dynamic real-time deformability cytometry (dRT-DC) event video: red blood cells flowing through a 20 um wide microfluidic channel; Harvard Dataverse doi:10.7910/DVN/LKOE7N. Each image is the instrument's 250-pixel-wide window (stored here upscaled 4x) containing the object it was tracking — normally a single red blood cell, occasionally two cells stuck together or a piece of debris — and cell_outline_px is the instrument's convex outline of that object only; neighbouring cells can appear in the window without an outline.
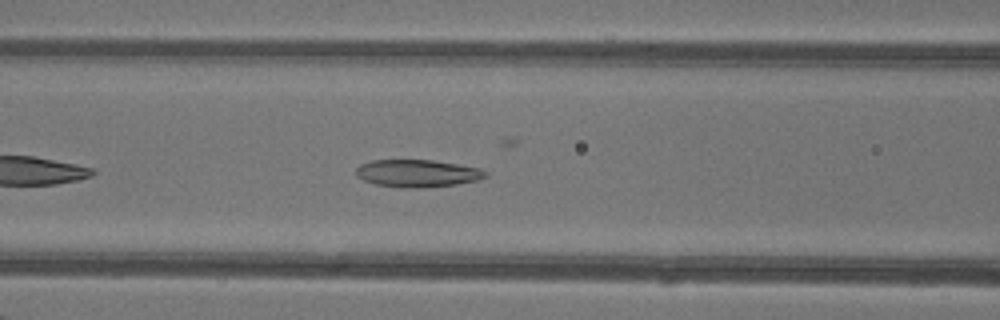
{"species": "common noctule bat (a hibernating species)", "species_latin": "Nyctalus noctula", "temperature_condition": "warm", "stored_images_in_passage": 35, "camera_frame_rate_fps": 3000, "um_per_image_px": 0.085, "animal": {"sex": "female"}, "frame": {"image": 1, "passage_image": 7, "time_ms": 2.0, "image_size_px": [1000, 320], "cell_outline_px": [[488, 176], [480, 180], [456, 184], [424, 188], [400, 188], [376, 184], [364, 180], [356, 176], [356, 168], [360, 164], [372, 160], [432, 160], [480, 168], [488, 172]], "centroid_in_image_um": [35.49, 14.74], "position_along_channel_um": 131.1, "area_um2": 20.87}}
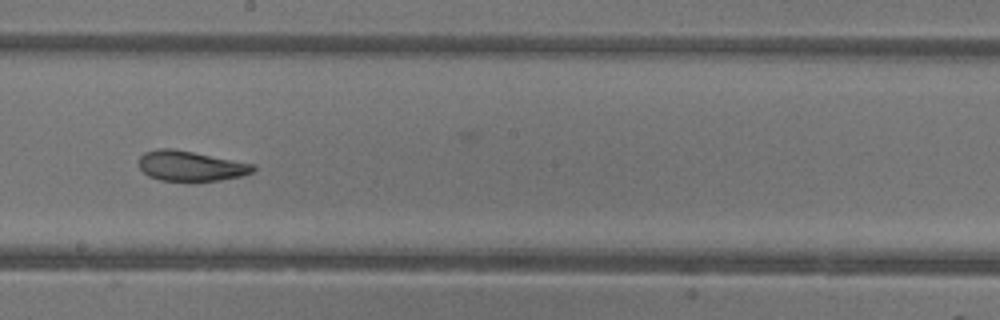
{"frame": {"image": 2, "passage_image": 14, "time_ms": 4.333, "image_size_px": [1000, 320], "cell_outline_px": [[256, 168], [252, 172], [240, 176], [220, 180], [160, 180], [148, 176], [140, 168], [140, 156], [144, 152], [156, 148], [172, 148], [256, 164]], "centroid_in_image_um": [16.21, 14.09], "position_along_channel_um": 232.0, "area_um2": 19.88}}
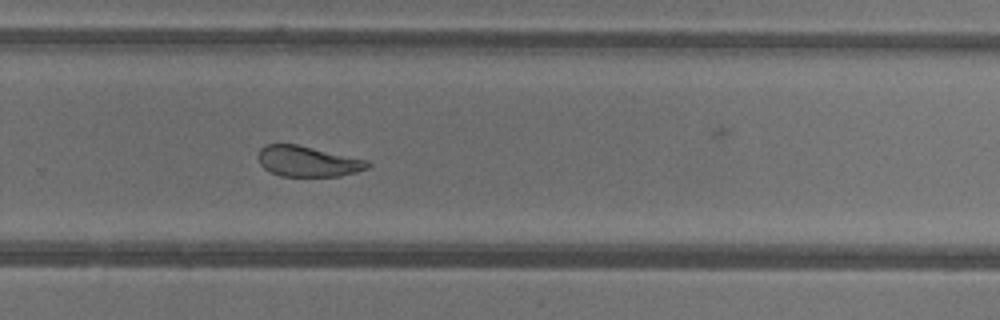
{"frame": {"image": 3, "passage_image": 19, "time_ms": 6.0, "image_size_px": [1000, 320], "cell_outline_px": [[372, 164], [368, 168], [356, 172], [340, 176], [280, 176], [268, 172], [260, 164], [256, 156], [260, 148], [268, 144], [296, 144], [368, 160]], "centroid_in_image_um": [26.13, 13.72], "position_along_channel_um": 303.7, "area_um2": 19.65}}